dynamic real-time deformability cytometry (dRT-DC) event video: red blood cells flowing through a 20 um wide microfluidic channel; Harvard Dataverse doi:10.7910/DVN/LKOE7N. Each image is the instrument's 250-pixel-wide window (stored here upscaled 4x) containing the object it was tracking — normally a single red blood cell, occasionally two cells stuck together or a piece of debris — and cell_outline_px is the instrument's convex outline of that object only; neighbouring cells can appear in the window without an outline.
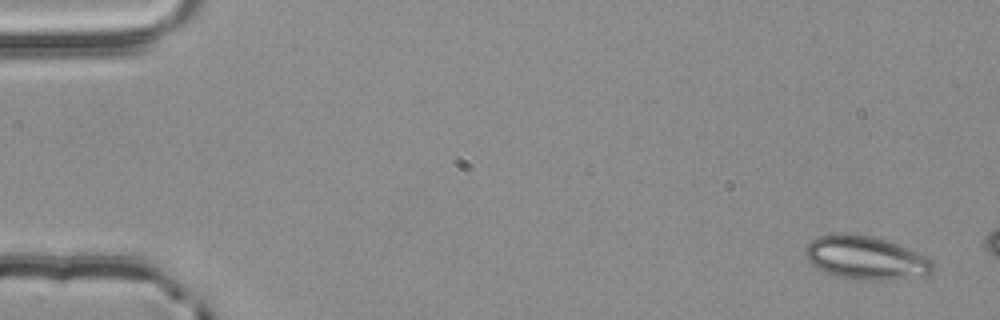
{"species": "common noctule bat (a hibernating species)", "species_latin": "Nyctalus noctula", "temperature_condition": "room temperature", "stored_images_in_passage": 9, "camera_frame_rate_fps": 3000, "um_per_image_px": 0.085, "animal": {"sex": "male", "body_mass_g": 20.4}, "frame": {"image": 1, "passage_image": 2, "time_ms": 0.333, "image_size_px": [1000, 320], "cell_outline_px": [[936, 268], [932, 272], [924, 276], [876, 280], [848, 280], [816, 268], [808, 260], [804, 252], [804, 248], [816, 236], [840, 232], [848, 232], [872, 236], [896, 244], [928, 256], [936, 264]], "centroid_in_image_um": [73.58, 21.91], "position_along_channel_um": 11.4, "area_um2": 32.71}}